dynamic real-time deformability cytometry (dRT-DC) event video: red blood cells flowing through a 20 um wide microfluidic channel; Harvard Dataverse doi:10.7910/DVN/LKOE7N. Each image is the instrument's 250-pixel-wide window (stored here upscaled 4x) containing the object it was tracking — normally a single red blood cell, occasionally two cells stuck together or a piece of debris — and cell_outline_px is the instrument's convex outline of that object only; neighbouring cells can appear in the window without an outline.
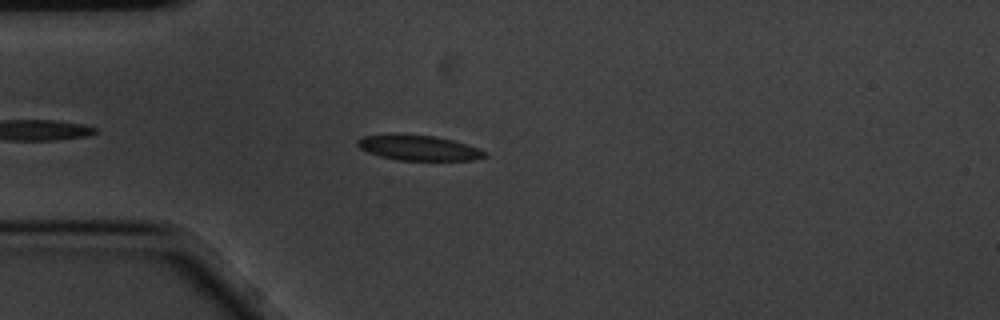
{"species": "common noctule bat (a hibernating species)", "species_latin": "Nyctalus noctula", "temperature_condition": "cold", "stored_images_in_passage": 5, "camera_frame_rate_fps": 3000, "um_per_image_px": 0.085, "animal": {"sex": "male", "body_mass_g": 20.1, "forearm_length_mm": 53.5}, "frame": {"image": 1, "passage_image": 5, "time_ms": 1.333, "image_size_px": [1000, 320], "cell_outline_px": [[488, 156], [476, 160], [396, 160], [380, 156], [368, 152], [360, 148], [356, 144], [356, 140], [364, 136], [392, 132], [396, 132], [436, 136], [468, 144], [488, 152]], "centroid_in_image_um": [35.57, 12.54], "position_along_channel_um": 49.4, "area_um2": 19.31}}